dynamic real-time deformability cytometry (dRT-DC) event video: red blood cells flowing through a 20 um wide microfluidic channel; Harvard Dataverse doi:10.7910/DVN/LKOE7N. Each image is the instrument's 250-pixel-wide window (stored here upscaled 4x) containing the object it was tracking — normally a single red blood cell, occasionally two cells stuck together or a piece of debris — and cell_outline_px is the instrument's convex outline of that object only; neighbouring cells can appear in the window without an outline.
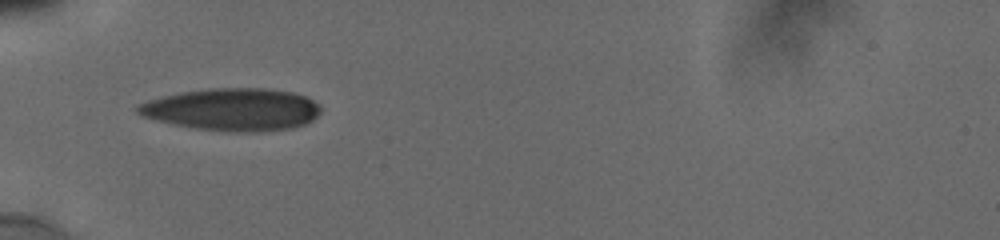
{"species": "human", "species_latin": "Homo sapiens", "temperature_condition": "cold", "stored_images_in_passage": 17, "camera_frame_rate_fps": 3000, "um_per_image_px": 0.085, "donor": {"sex": "male"}, "frame": {"image": 1, "passage_image": 1, "time_ms": 0.0, "image_size_px": [1000, 240], "cell_outline_px": [[320, 112], [312, 120], [304, 124], [292, 128], [260, 132], [228, 132], [196, 128], [176, 124], [144, 116], [136, 112], [136, 108], [140, 104], [148, 100], [180, 92], [212, 88], [264, 88], [292, 92], [304, 96], [320, 104]], "centroid_in_image_um": [19.8, 9.3], "position_along_channel_um": 65.2, "area_um2": 44.91}}
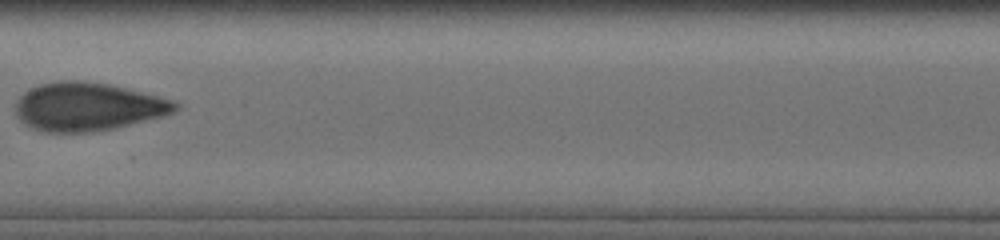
{"frame": {"image": 2, "passage_image": 6, "time_ms": 3.667, "image_size_px": [1000, 240], "cell_outline_px": [[180, 108], [172, 112], [160, 116], [112, 128], [88, 132], [48, 132], [24, 124], [16, 116], [16, 100], [24, 92], [40, 84], [56, 80], [76, 80], [108, 84], [172, 100], [180, 104]], "centroid_in_image_um": [7.41, 9.06], "position_along_channel_um": 200.0, "area_um2": 44.22}}
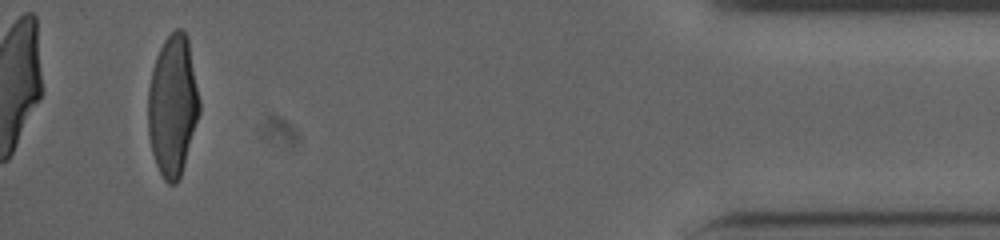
{"frame": {"image": 3, "passage_image": 16, "time_ms": 11.0, "image_size_px": [1000, 240], "cell_outline_px": [[200, 112], [184, 164], [180, 176], [176, 184], [168, 184], [164, 180], [156, 164], [152, 152], [148, 136], [148, 88], [152, 68], [156, 56], [164, 40], [176, 28], [184, 28], [188, 36], [200, 100]], "centroid_in_image_um": [14.68, 8.93], "position_along_channel_um": 420.5, "area_um2": 42.43}, "authors_computed_cell_mechanics": {"area_um2": 43.5234, "velocity_mm_per_s": 3.837, "shape_relaxation_time_tau1_ms": 4.178, "shape_relaxation_time_tau2_ms": 1.1124, "deformation_change_tau1": 0.1907, "deformation_change_tau2": 0.0698}}